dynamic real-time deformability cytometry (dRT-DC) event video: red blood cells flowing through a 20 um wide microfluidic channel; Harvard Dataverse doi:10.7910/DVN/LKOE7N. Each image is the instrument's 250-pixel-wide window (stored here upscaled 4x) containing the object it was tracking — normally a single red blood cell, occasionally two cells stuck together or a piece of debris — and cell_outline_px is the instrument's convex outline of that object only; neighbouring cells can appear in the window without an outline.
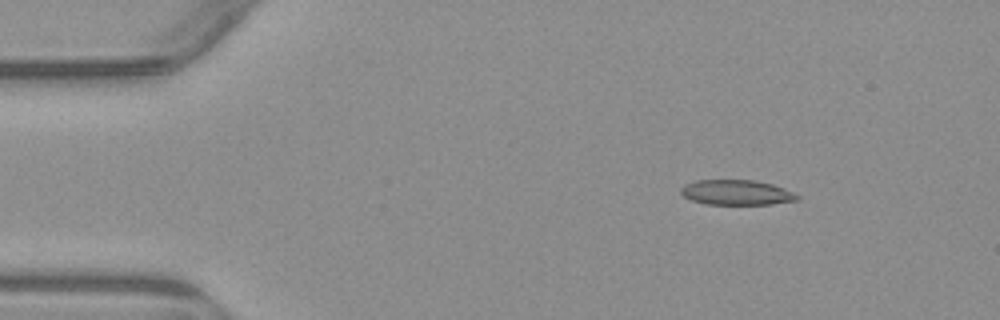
{"species": "common noctule bat (a hibernating species)", "species_latin": "Nyctalus noctula", "temperature_condition": "warm", "stored_images_in_passage": 4, "camera_frame_rate_fps": 3000, "um_per_image_px": 0.085, "animal": {"sex": "male", "body_mass_g": 23.1, "forearm_length_mm": 52.7}, "frame": {"image": 1, "passage_image": 2, "time_ms": 1.0, "image_size_px": [1000, 320], "cell_outline_px": [[800, 200], [772, 204], [704, 204], [692, 200], [684, 196], [680, 192], [680, 188], [684, 184], [696, 180], [752, 180], [772, 184], [784, 188], [800, 196]], "centroid_in_image_um": [62.6, 16.36], "position_along_channel_um": 22.4, "area_um2": 17.05}}
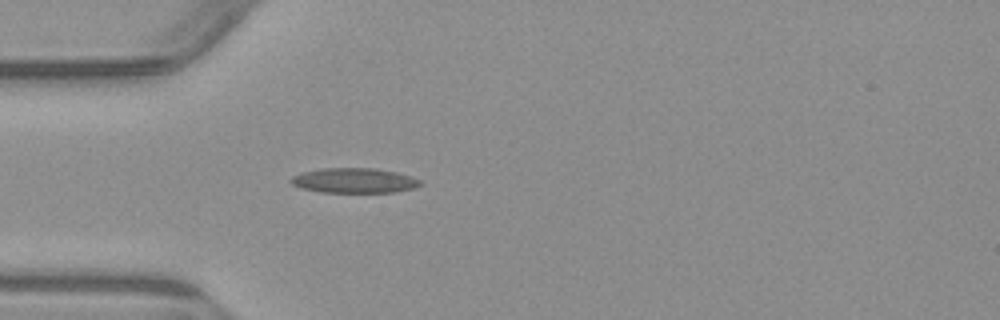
{"frame": {"image": 2, "passage_image": 4, "time_ms": 3.667, "image_size_px": [1000, 320], "cell_outline_px": [[424, 184], [412, 188], [396, 192], [320, 192], [300, 188], [292, 184], [288, 180], [292, 176], [304, 172], [320, 168], [376, 168], [396, 172], [412, 176], [420, 180]], "centroid_in_image_um": [30.1, 15.34], "position_along_channel_um": 54.9, "area_um2": 18.9}}